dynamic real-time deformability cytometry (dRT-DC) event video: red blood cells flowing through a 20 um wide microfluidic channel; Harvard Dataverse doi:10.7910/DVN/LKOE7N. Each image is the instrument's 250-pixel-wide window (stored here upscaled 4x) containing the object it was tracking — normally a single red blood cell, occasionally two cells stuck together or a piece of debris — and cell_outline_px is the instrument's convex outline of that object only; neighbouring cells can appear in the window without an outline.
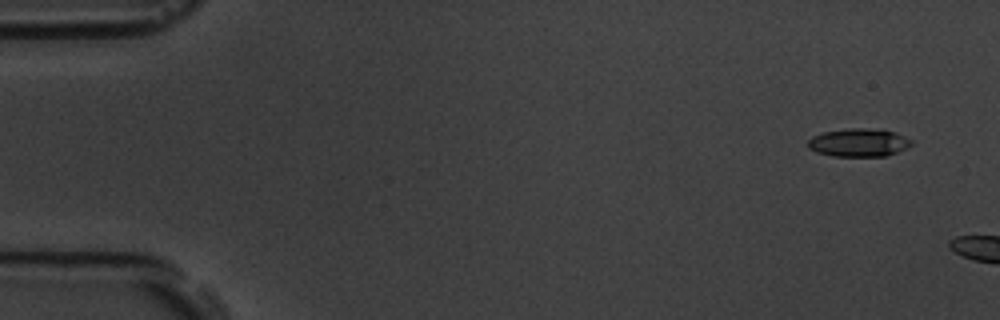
{"species": "common noctule bat (a hibernating species)", "species_latin": "Nyctalus noctula", "temperature_condition": "room temperature", "stored_images_in_passage": 3, "camera_frame_rate_fps": 3000, "um_per_image_px": 0.085, "animal": {"sex": "male", "body_mass_g": 19.5, "forearm_length_mm": 54.6}, "frame": {"image": 1, "passage_image": 1, "time_ms": 0.0, "image_size_px": [1000, 320], "cell_outline_px": [[912, 144], [896, 152], [884, 156], [832, 156], [816, 152], [808, 148], [808, 140], [812, 136], [824, 132], [852, 128], [864, 128], [896, 132], [912, 140]], "centroid_in_image_um": [72.96, 12.12], "position_along_channel_um": 12.0, "area_um2": 16.76}}